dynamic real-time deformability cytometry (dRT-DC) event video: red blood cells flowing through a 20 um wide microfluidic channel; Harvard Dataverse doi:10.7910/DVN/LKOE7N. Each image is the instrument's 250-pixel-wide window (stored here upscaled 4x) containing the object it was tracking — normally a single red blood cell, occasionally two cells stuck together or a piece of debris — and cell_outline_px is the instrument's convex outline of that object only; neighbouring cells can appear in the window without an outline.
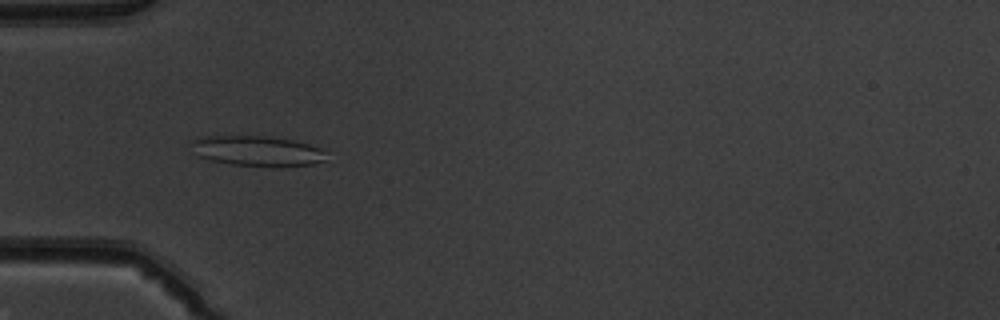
{"species": "common noctule bat (a hibernating species)", "species_latin": "Nyctalus noctula", "temperature_condition": "warm", "stored_images_in_passage": 49, "camera_frame_rate_fps": 3000, "um_per_image_px": 0.085, "animal": {"sex": "male", "body_mass_g": 19.5, "forearm_length_mm": 54.6}, "frame": {"image": 1, "passage_image": 15, "time_ms": 4.667, "image_size_px": [1000, 320], "cell_outline_px": [[324, 160], [312, 164], [280, 168], [272, 168], [232, 164], [212, 160], [196, 156], [192, 140], [204, 136], [260, 136], [292, 140], [308, 144], [320, 148], [324, 152]], "centroid_in_image_um": [21.87, 12.86], "position_along_channel_um": 63.1, "area_um2": 23.76}}
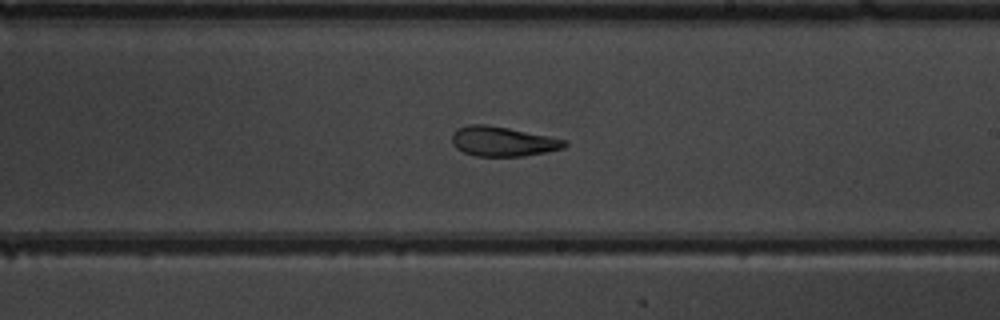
{"frame": {"image": 2, "passage_image": 29, "time_ms": 9.333, "image_size_px": [1000, 320], "cell_outline_px": [[568, 144], [564, 148], [524, 156], [476, 156], [464, 152], [456, 148], [452, 144], [452, 132], [456, 128], [468, 124], [484, 124], [508, 128], [568, 140]], "centroid_in_image_um": [42.71, 12.01], "position_along_channel_um": 246.3, "area_um2": 19.54}}
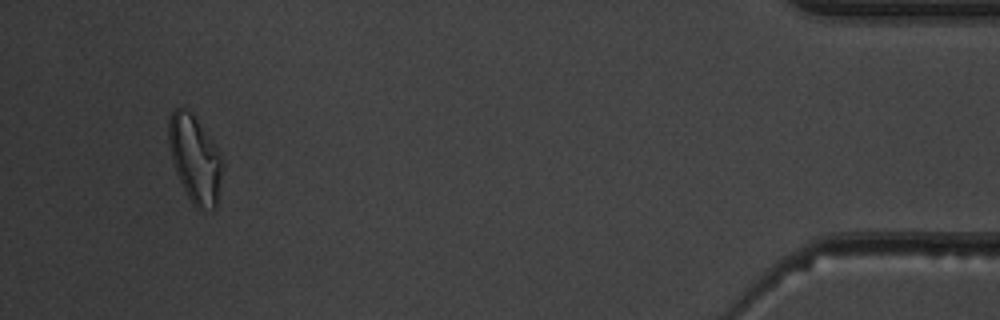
{"frame": {"image": 3, "passage_image": 47, "time_ms": 15.333, "image_size_px": [1000, 320], "cell_outline_px": [[220, 176], [216, 208], [212, 212], [196, 208], [188, 196], [176, 172], [168, 144], [168, 120], [172, 112], [176, 108], [188, 108], [192, 112], [216, 148], [220, 156]], "centroid_in_image_um": [16.53, 13.51], "position_along_channel_um": 418.7, "area_um2": 26.65}, "authors_computed_cell_mechanics": {"area_um2": 22.0796, "velocity_mm_per_s": 3.9906, "shape_relaxation_time_tau1_ms": null, "shape_relaxation_time_tau2_ms": 1.8865, "deformation_change_tau1": null, "deformation_change_tau2": 0.1053}}